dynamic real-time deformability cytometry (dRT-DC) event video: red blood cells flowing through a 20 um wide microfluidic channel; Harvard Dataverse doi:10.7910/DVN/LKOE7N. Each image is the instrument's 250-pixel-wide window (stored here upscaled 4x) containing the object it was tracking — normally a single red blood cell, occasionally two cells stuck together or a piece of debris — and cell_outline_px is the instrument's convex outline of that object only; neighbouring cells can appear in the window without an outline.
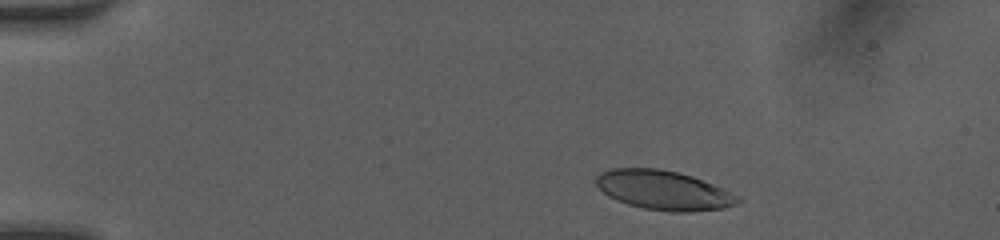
{"species": "human", "species_latin": "Homo sapiens", "temperature_condition": "room temperature", "stored_images_in_passage": 10, "camera_frame_rate_fps": 3000, "um_per_image_px": 0.085, "donor": {"sex": "female"}, "frame": {"image": 1, "passage_image": 3, "time_ms": 1.333, "image_size_px": [1000, 240], "cell_outline_px": [[744, 200], [736, 204], [724, 208], [692, 212], [672, 212], [644, 208], [628, 204], [616, 200], [608, 196], [596, 184], [596, 176], [600, 172], [608, 168], [660, 168], [692, 176], [724, 188], [740, 196]], "centroid_in_image_um": [56.44, 16.17], "position_along_channel_um": 28.6, "area_um2": 32.71}}
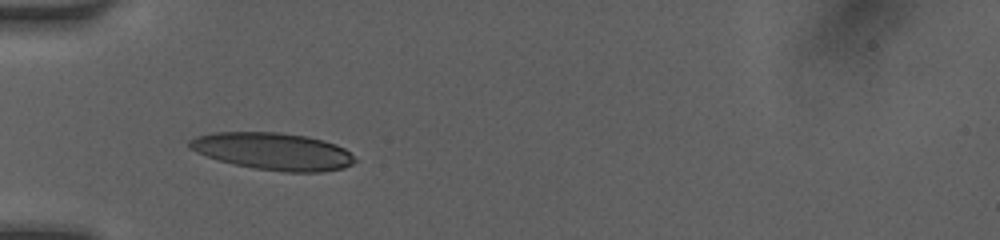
{"frame": {"image": 2, "passage_image": 7, "time_ms": 4.0, "image_size_px": [1000, 240], "cell_outline_px": [[356, 160], [352, 164], [344, 168], [320, 172], [284, 172], [256, 168], [236, 164], [220, 160], [196, 152], [188, 148], [188, 140], [196, 136], [212, 132], [280, 132], [308, 136], [336, 144], [344, 148]], "centroid_in_image_um": [23.19, 12.85], "position_along_channel_um": 61.8, "area_um2": 35.78}}
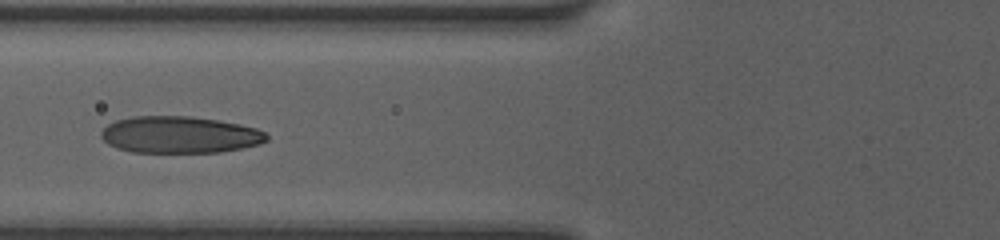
{"frame": {"image": 3, "passage_image": 9, "time_ms": 5.333, "image_size_px": [1000, 240], "cell_outline_px": [[268, 140], [260, 144], [220, 152], [132, 152], [116, 148], [108, 144], [100, 136], [100, 132], [108, 124], [116, 120], [132, 116], [192, 116], [240, 124], [256, 128], [264, 132], [268, 136]], "centroid_in_image_um": [15.25, 11.45], "position_along_channel_um": 110.5, "area_um2": 35.55}}